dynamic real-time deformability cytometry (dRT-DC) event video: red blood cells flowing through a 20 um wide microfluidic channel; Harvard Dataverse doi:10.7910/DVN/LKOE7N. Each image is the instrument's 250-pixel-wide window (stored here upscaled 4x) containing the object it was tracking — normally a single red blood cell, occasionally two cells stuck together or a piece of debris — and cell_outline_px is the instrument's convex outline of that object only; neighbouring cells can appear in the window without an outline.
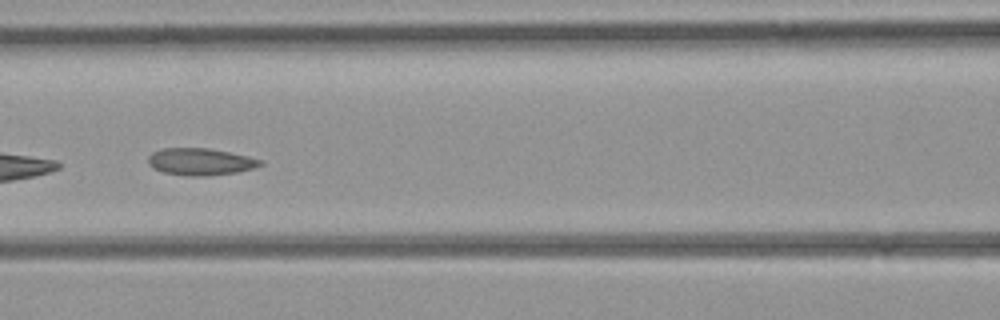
{"species": "common noctule bat (a hibernating species)", "species_latin": "Nyctalus noctula", "temperature_condition": "room temperature", "stored_images_in_passage": 14, "camera_frame_rate_fps": 3000, "um_per_image_px": 0.085, "animal": {"sex": "female", "body_mass_g": 21.9}, "frame": {"image": 1, "passage_image": 7, "time_ms": 2.0, "image_size_px": [1000, 320], "cell_outline_px": [[264, 164], [256, 168], [236, 172], [208, 176], [188, 176], [164, 172], [152, 168], [148, 164], [148, 156], [152, 152], [164, 148], [208, 148], [248, 156], [264, 160]], "centroid_in_image_um": [17.06, 13.75], "position_along_channel_um": 149.5, "area_um2": 17.8}}
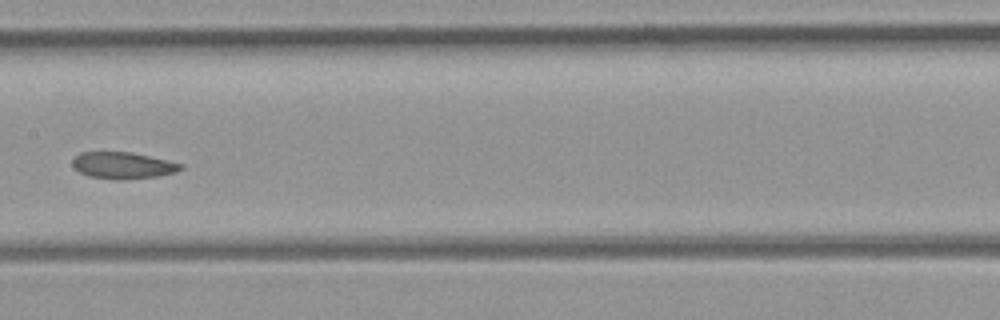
{"frame": {"image": 2, "passage_image": 10, "time_ms": 3.0, "image_size_px": [1000, 320], "cell_outline_px": [[184, 168], [176, 172], [156, 176], [124, 180], [116, 180], [88, 176], [80, 172], [72, 164], [72, 160], [80, 152], [132, 152], [168, 160], [184, 164]], "centroid_in_image_um": [10.47, 14.06], "position_along_channel_um": 196.9, "area_um2": 16.88}}
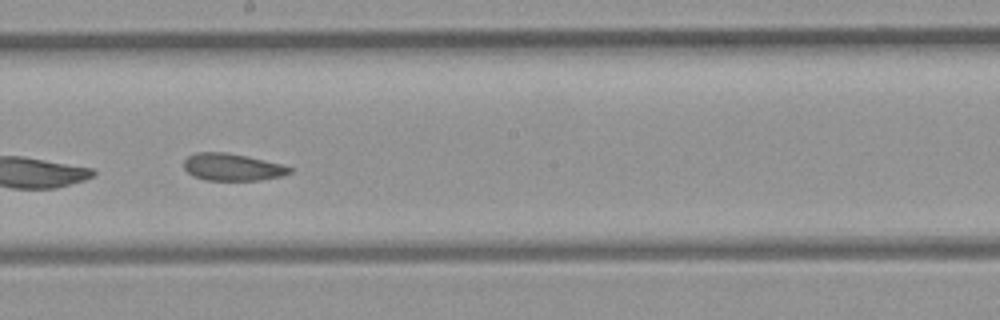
{"frame": {"image": 3, "passage_image": 12, "time_ms": 3.667, "image_size_px": [1000, 320], "cell_outline_px": [[296, 168], [292, 172], [280, 176], [260, 180], [204, 180], [192, 176], [184, 168], [184, 160], [188, 156], [196, 152], [224, 152], [248, 156]], "centroid_in_image_um": [19.74, 14.2], "position_along_channel_um": 228.5, "area_um2": 16.82}}